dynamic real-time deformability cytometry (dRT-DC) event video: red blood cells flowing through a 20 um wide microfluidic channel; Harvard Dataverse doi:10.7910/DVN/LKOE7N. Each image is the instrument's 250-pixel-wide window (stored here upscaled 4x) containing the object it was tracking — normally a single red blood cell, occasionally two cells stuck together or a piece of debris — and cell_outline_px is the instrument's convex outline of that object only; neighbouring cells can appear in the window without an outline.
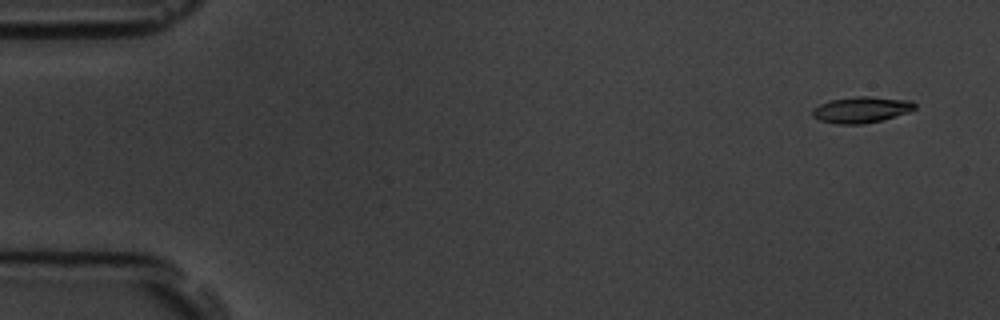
{"species": "common noctule bat (a hibernating species)", "species_latin": "Nyctalus noctula", "temperature_condition": "room temperature", "stored_images_in_passage": 5, "camera_frame_rate_fps": 3000, "um_per_image_px": 0.085, "animal": {"sex": "male", "body_mass_g": 19.5, "forearm_length_mm": 54.6}, "frame": {"image": 1, "passage_image": 1, "time_ms": 0.0, "image_size_px": [1000, 320], "cell_outline_px": [[916, 108], [908, 112], [880, 120], [860, 124], [836, 124], [820, 120], [812, 116], [812, 108], [820, 104], [832, 100], [856, 96], [868, 96], [912, 100], [916, 104]], "centroid_in_image_um": [73.21, 9.31], "position_along_channel_um": 11.8, "area_um2": 15.49}}
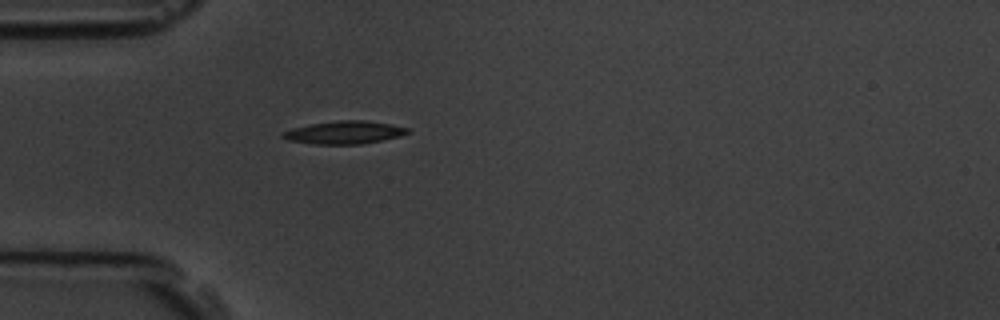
{"frame": {"image": 2, "passage_image": 5, "time_ms": 4.333, "image_size_px": [1000, 320], "cell_outline_px": [[408, 132], [400, 136], [360, 144], [312, 144], [288, 140], [280, 136], [280, 132], [292, 128], [308, 124], [340, 120], [364, 120], [388, 124], [408, 128]], "centroid_in_image_um": [29.17, 11.26], "position_along_channel_um": 55.8, "area_um2": 16.53}}